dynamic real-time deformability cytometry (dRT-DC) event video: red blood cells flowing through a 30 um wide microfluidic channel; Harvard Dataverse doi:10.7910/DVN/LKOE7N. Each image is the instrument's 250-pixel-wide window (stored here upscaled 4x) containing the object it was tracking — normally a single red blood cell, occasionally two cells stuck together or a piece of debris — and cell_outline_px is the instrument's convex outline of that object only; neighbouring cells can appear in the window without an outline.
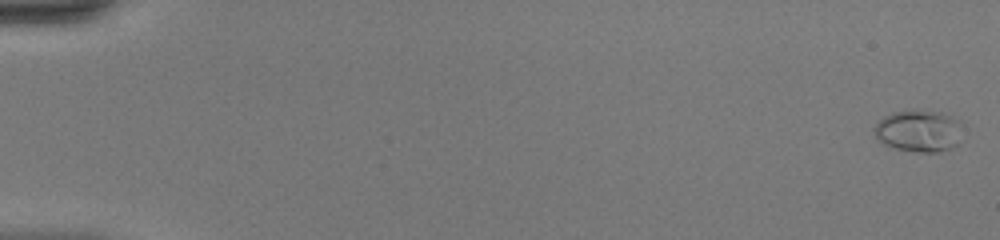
{"species": "common noctule bat (a hibernating species)", "species_latin": "Nyctalus noctula", "temperature_condition": "warm", "stored_images_in_passage": 3, "camera_frame_rate_fps": 3000, "um_per_image_px": 0.085, "animal": {"sex": "female", "body_mass_g": 20.0, "forearm_length_mm": 54.0}, "frame": {"image": 1, "passage_image": 1, "time_ms": 0.0, "image_size_px": [1000, 240], "cell_outline_px": [[960, 120], [956, 144], [952, 148], [936, 152], [912, 152], [892, 148], [876, 140], [872, 128], [884, 116], [892, 112], [912, 108], [916, 108], [944, 112]], "centroid_in_image_um": [78.01, 11.1], "position_along_channel_um": 7.0, "area_um2": 22.08}}